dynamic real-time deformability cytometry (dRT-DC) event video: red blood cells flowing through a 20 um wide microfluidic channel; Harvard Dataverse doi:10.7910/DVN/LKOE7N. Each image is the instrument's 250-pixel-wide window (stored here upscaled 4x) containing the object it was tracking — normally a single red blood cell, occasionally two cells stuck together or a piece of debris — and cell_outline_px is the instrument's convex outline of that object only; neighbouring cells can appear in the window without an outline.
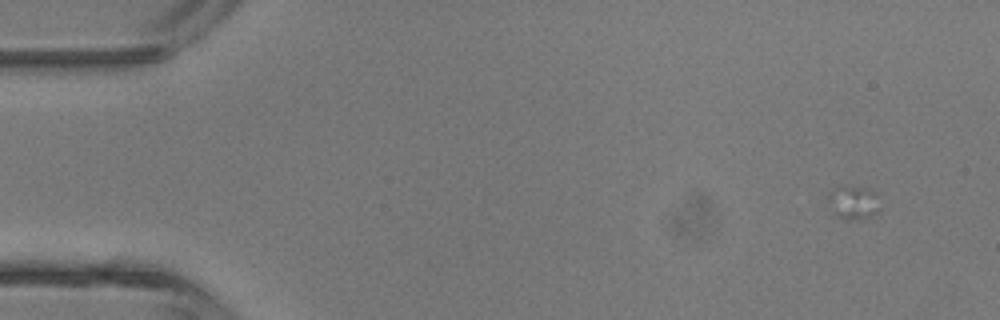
{"species": "common noctule bat (a hibernating species)", "species_latin": "Nyctalus noctula", "temperature_condition": "room temperature", "stored_images_in_passage": 5, "segment_of_instrument_passage": [1, 2], "camera_frame_rate_fps": 3000, "um_per_image_px": 0.085, "animal": {"sex": "male", "body_mass_g": 13.3}, "frame": {"image": 1, "passage_image": 1, "time_ms": 0.0, "image_size_px": [1000, 320], "cell_outline_px": [[880, 212], [872, 216], [860, 220], [844, 220], [836, 216], [832, 212], [828, 200], [828, 192], [836, 188], [868, 188], [876, 192], [880, 208]], "centroid_in_image_um": [72.56, 17.27], "position_along_channel_um": 12.4, "area_um2": 10.23}}